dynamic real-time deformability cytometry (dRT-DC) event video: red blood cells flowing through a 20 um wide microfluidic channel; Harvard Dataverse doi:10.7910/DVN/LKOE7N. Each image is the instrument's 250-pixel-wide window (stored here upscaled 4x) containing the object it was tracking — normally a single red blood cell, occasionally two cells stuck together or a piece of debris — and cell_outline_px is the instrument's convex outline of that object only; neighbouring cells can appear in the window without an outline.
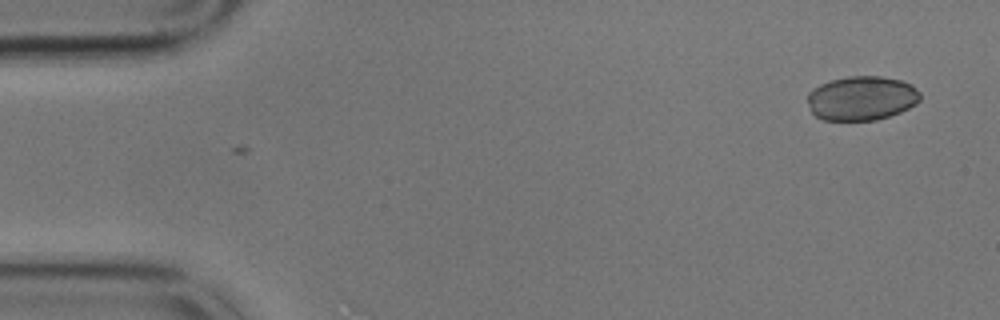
{"species": "common noctule bat (a hibernating species)", "species_latin": "Nyctalus noctula", "temperature_condition": "cold", "stored_images_in_passage": 2, "camera_frame_rate_fps": 3000, "um_per_image_px": 0.085, "animal": {"sex": "male", "body_mass_g": 17.9}, "frame": {"image": 1, "passage_image": 1, "time_ms": 0.0, "image_size_px": [1000, 320], "cell_outline_px": [[920, 100], [916, 104], [900, 112], [876, 120], [824, 120], [816, 116], [812, 112], [808, 104], [808, 92], [820, 84], [832, 80], [848, 76], [880, 76], [900, 80], [912, 84], [920, 92]], "centroid_in_image_um": [73.25, 8.34], "position_along_channel_um": 11.8, "area_um2": 29.07}}